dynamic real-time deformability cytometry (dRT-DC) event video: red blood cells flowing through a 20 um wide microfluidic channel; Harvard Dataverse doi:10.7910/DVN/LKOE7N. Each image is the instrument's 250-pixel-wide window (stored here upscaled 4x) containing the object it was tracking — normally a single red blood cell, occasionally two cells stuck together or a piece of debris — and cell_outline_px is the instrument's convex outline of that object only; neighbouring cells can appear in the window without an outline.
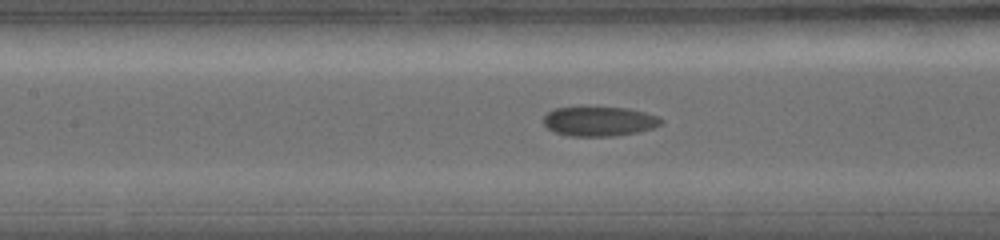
{"species": "common noctule bat (a hibernating species)", "species_latin": "Nyctalus noctula", "temperature_condition": "warm", "stored_images_in_passage": 18, "camera_frame_rate_fps": 5000, "um_per_image_px": 0.085, "animal": {"sex": "female", "body_mass_g": 19.0, "forearm_length_mm": 56.7}, "frame": {"image": 1, "passage_image": 16, "time_ms": 3.6, "image_size_px": [1000, 240], "cell_outline_px": [[664, 120], [660, 124], [652, 128], [636, 132], [616, 136], [568, 136], [556, 132], [548, 128], [544, 124], [544, 116], [548, 112], [556, 108], [628, 108], [644, 112], [656, 116]], "centroid_in_image_um": [50.93, 10.32], "position_along_channel_um": 156.5, "area_um2": 19.88}}